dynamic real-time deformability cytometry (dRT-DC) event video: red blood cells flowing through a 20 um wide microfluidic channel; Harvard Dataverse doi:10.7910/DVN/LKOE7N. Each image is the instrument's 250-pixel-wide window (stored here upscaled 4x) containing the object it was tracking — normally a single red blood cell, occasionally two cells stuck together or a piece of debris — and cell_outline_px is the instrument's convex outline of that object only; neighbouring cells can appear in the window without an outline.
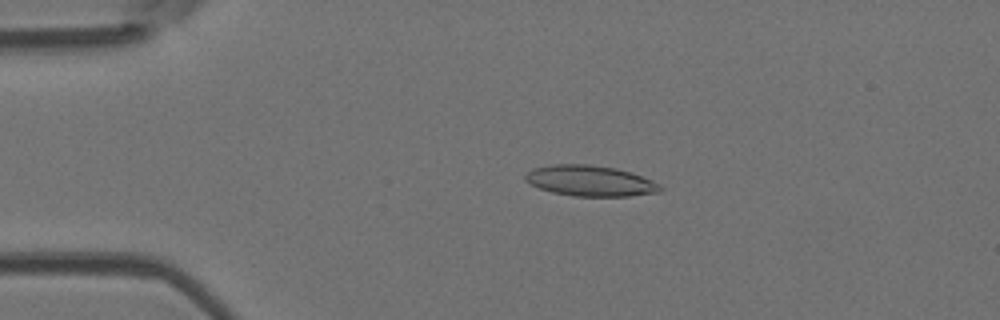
{"species": "Egyptian fruit bat (a non-hibernating species)", "species_latin": "Rousettus aegyptiacus", "temperature_condition": "room temperature", "stored_images_in_passage": 49, "camera_frame_rate_fps": 3000, "um_per_image_px": 0.085, "animal": {"sex": "female"}, "frame": {"image": 1, "passage_image": 8, "time_ms": 2.333, "image_size_px": [1000, 320], "cell_outline_px": [[664, 188], [660, 192], [628, 196], [572, 196], [552, 192], [540, 188], [524, 180], [524, 176], [532, 168], [552, 164], [588, 164], [616, 168], [632, 172], [652, 180], [660, 184]], "centroid_in_image_um": [50.18, 15.36], "position_along_channel_um": 34.8, "area_um2": 24.28}}
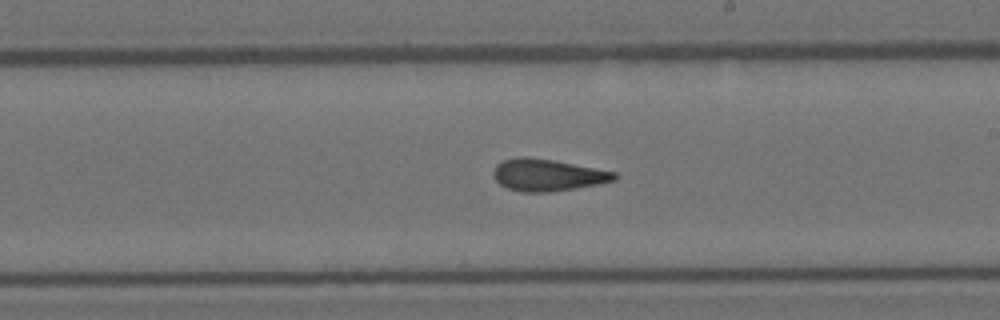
{"frame": {"image": 2, "passage_image": 27, "time_ms": 8.667, "image_size_px": [1000, 320], "cell_outline_px": [[620, 176], [616, 180], [600, 184], [576, 188], [548, 192], [520, 192], [508, 188], [500, 184], [492, 176], [492, 172], [496, 164], [504, 160], [520, 156], [528, 156], [552, 160], [616, 172]], "centroid_in_image_um": [46.54, 14.88], "position_along_channel_um": 242.5, "area_um2": 22.66}}
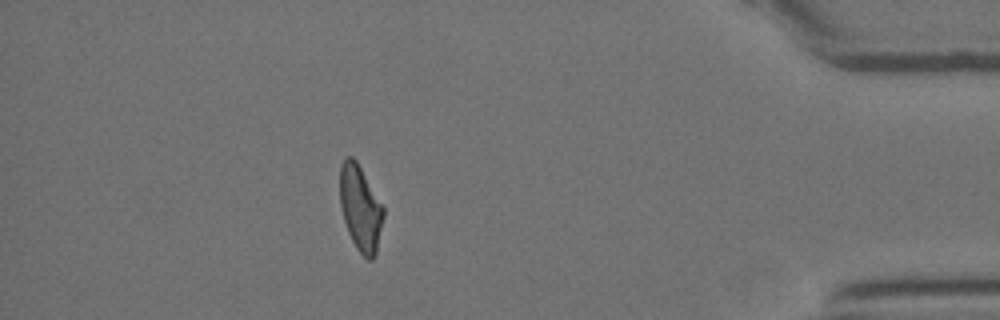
{"frame": {"image": 3, "passage_image": 43, "time_ms": 14.0, "image_size_px": [1000, 320], "cell_outline_px": [[384, 216], [376, 252], [372, 260], [368, 260], [356, 248], [348, 232], [344, 220], [340, 204], [340, 164], [348, 156], [352, 156], [356, 160], [384, 208]], "centroid_in_image_um": [30.63, 17.69], "position_along_channel_um": 404.6, "area_um2": 21.44}, "authors_computed_cell_mechanics": {"area_um2": 22.6576, "velocity_mm_per_s": 3.9033, "shape_relaxation_time_tau1_ms": null, "shape_relaxation_time_tau2_ms": 2.9728, "deformation_change_tau1": null, "deformation_change_tau2": 0.1172}}